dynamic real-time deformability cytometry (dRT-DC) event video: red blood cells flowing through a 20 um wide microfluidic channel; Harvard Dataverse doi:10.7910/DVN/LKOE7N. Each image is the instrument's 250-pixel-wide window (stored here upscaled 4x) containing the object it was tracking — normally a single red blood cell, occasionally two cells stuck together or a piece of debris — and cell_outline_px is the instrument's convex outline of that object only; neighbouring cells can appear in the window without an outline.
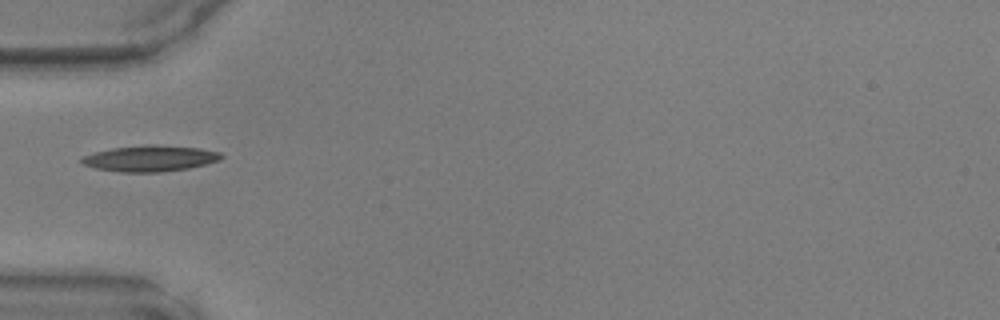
{"species": "common noctule bat (a hibernating species)", "species_latin": "Nyctalus noctula", "temperature_condition": "warm", "stored_images_in_passage": 33, "camera_frame_rate_fps": 3000, "um_per_image_px": 0.085, "animal": {"sex": "male", "body_mass_g": 17.9, "forearm_length_mm": 54.2}, "frame": {"image": 1, "passage_image": 1, "time_ms": 0.0, "image_size_px": [1000, 320], "cell_outline_px": [[224, 156], [220, 160], [188, 168], [156, 172], [120, 172], [96, 168], [84, 164], [80, 160], [80, 156], [112, 148], [148, 144], [156, 144], [200, 148], [220, 152]], "centroid_in_image_um": [12.75, 13.45], "position_along_channel_um": 72.2, "area_um2": 21.1}}
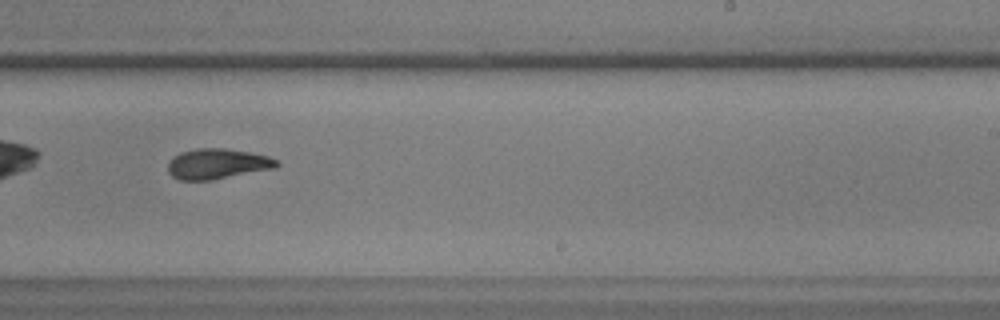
{"frame": {"image": 2, "passage_image": 15, "time_ms": 4.667, "image_size_px": [1000, 320], "cell_outline_px": [[280, 164], [276, 168], [212, 180], [180, 180], [172, 176], [168, 172], [168, 164], [172, 156], [180, 152], [196, 148], [224, 148], [248, 152], [268, 156], [280, 160]], "centroid_in_image_um": [18.48, 13.92], "position_along_channel_um": 270.5, "area_um2": 19.42}}